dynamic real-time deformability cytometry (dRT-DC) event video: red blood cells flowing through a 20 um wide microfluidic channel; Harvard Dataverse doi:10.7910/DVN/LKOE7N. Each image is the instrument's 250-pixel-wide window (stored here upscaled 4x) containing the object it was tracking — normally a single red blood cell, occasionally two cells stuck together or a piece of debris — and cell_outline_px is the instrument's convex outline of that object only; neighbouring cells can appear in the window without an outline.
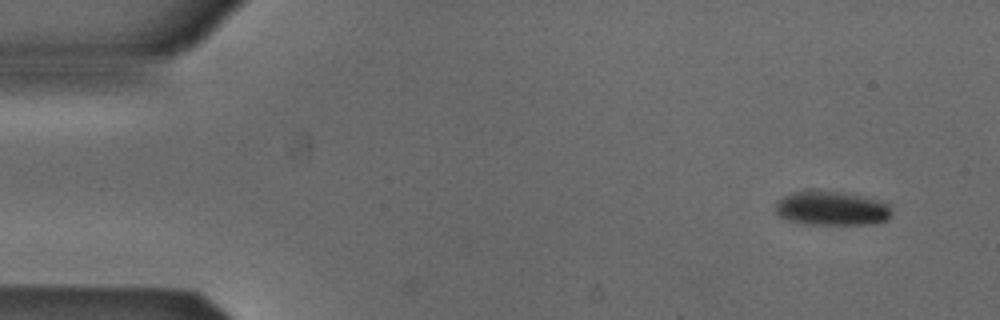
{"species": "Egyptian fruit bat (a non-hibernating species)", "species_latin": "Rousettus aegyptiacus", "temperature_condition": "cold", "stored_images_in_passage": 47, "camera_frame_rate_fps": 3000, "um_per_image_px": 0.085, "animal": {"sex": "male"}, "frame": {"image": 1, "passage_image": 1, "time_ms": 0.0, "image_size_px": [1000, 320], "cell_outline_px": [[892, 216], [888, 220], [872, 224], [804, 224], [788, 220], [780, 216], [776, 212], [776, 204], [784, 196], [792, 192], [816, 188], [840, 192], [860, 196], [876, 200], [888, 204], [892, 208]], "centroid_in_image_um": [70.69, 17.7], "position_along_channel_um": 14.3, "area_um2": 23.41}}
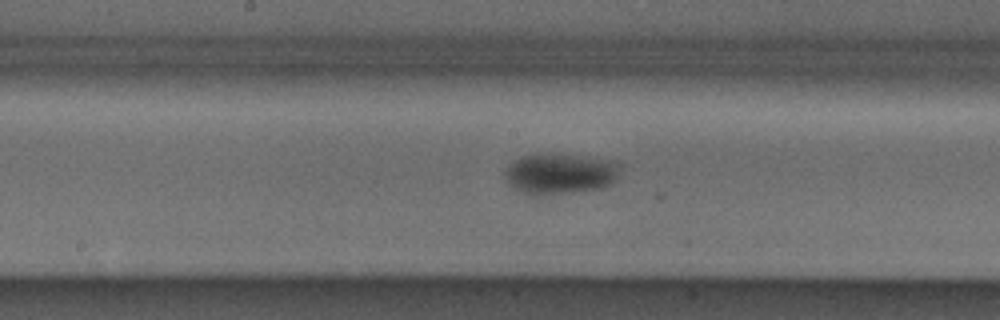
{"frame": {"image": 2, "passage_image": 24, "time_ms": 7.667, "image_size_px": [1000, 320], "cell_outline_px": [[620, 168], [616, 180], [612, 184], [600, 188], [540, 196], [536, 196], [512, 188], [504, 176], [504, 172], [516, 160], [524, 156], [584, 156], [616, 160], [620, 164]], "centroid_in_image_um": [47.67, 14.8], "position_along_channel_um": 200.5, "area_um2": 26.76}}
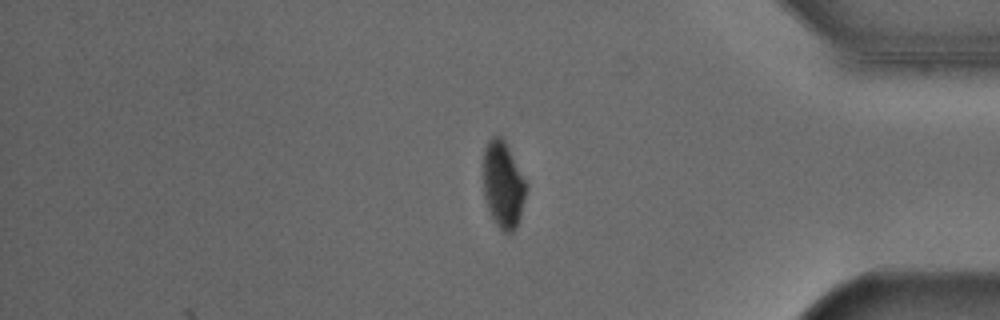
{"frame": {"image": 3, "passage_image": 41, "time_ms": 13.333, "image_size_px": [1000, 320], "cell_outline_px": [[528, 188], [520, 216], [516, 228], [512, 232], [504, 232], [496, 224], [488, 208], [484, 196], [484, 148], [488, 140], [492, 136], [500, 136], [504, 140]], "centroid_in_image_um": [42.76, 15.71], "position_along_channel_um": 392.4, "area_um2": 21.21}, "authors_computed_cell_mechanics": {"area_um2": 24.7384, "velocity_mm_per_s": 3.8711, "shape_relaxation_time_tau1_ms": 4.0559, "shape_relaxation_time_tau2_ms": null, "deformation_change_tau1": 0.0944, "deformation_change_tau2": null}}